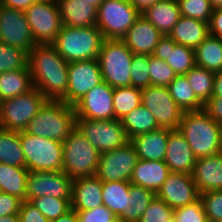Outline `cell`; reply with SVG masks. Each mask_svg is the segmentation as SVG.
Here are the masks:
<instances>
[{"label": "cell", "instance_id": "cell-56", "mask_svg": "<svg viewBox=\"0 0 222 222\" xmlns=\"http://www.w3.org/2000/svg\"><path fill=\"white\" fill-rule=\"evenodd\" d=\"M0 222H20V218L18 214L7 215L0 217Z\"/></svg>", "mask_w": 222, "mask_h": 222}, {"label": "cell", "instance_id": "cell-37", "mask_svg": "<svg viewBox=\"0 0 222 222\" xmlns=\"http://www.w3.org/2000/svg\"><path fill=\"white\" fill-rule=\"evenodd\" d=\"M142 104V89L129 87L113 88L114 119L121 120Z\"/></svg>", "mask_w": 222, "mask_h": 222}, {"label": "cell", "instance_id": "cell-7", "mask_svg": "<svg viewBox=\"0 0 222 222\" xmlns=\"http://www.w3.org/2000/svg\"><path fill=\"white\" fill-rule=\"evenodd\" d=\"M21 147L28 171H62V142L20 131Z\"/></svg>", "mask_w": 222, "mask_h": 222}, {"label": "cell", "instance_id": "cell-59", "mask_svg": "<svg viewBox=\"0 0 222 222\" xmlns=\"http://www.w3.org/2000/svg\"><path fill=\"white\" fill-rule=\"evenodd\" d=\"M220 124V131H221V137H222V122Z\"/></svg>", "mask_w": 222, "mask_h": 222}, {"label": "cell", "instance_id": "cell-46", "mask_svg": "<svg viewBox=\"0 0 222 222\" xmlns=\"http://www.w3.org/2000/svg\"><path fill=\"white\" fill-rule=\"evenodd\" d=\"M173 217L175 222H210L200 198L193 203L174 209Z\"/></svg>", "mask_w": 222, "mask_h": 222}, {"label": "cell", "instance_id": "cell-24", "mask_svg": "<svg viewBox=\"0 0 222 222\" xmlns=\"http://www.w3.org/2000/svg\"><path fill=\"white\" fill-rule=\"evenodd\" d=\"M62 25L67 27L96 26L98 8L84 0H56Z\"/></svg>", "mask_w": 222, "mask_h": 222}, {"label": "cell", "instance_id": "cell-19", "mask_svg": "<svg viewBox=\"0 0 222 222\" xmlns=\"http://www.w3.org/2000/svg\"><path fill=\"white\" fill-rule=\"evenodd\" d=\"M152 55L165 61L176 75H185L196 65L195 50L176 44L168 35L159 40Z\"/></svg>", "mask_w": 222, "mask_h": 222}, {"label": "cell", "instance_id": "cell-40", "mask_svg": "<svg viewBox=\"0 0 222 222\" xmlns=\"http://www.w3.org/2000/svg\"><path fill=\"white\" fill-rule=\"evenodd\" d=\"M27 63L26 51L0 42V73L23 69Z\"/></svg>", "mask_w": 222, "mask_h": 222}, {"label": "cell", "instance_id": "cell-48", "mask_svg": "<svg viewBox=\"0 0 222 222\" xmlns=\"http://www.w3.org/2000/svg\"><path fill=\"white\" fill-rule=\"evenodd\" d=\"M18 215L20 222H49L41 211L29 201H22Z\"/></svg>", "mask_w": 222, "mask_h": 222}, {"label": "cell", "instance_id": "cell-35", "mask_svg": "<svg viewBox=\"0 0 222 222\" xmlns=\"http://www.w3.org/2000/svg\"><path fill=\"white\" fill-rule=\"evenodd\" d=\"M127 209L119 217L121 222H138L156 193L141 186L130 184Z\"/></svg>", "mask_w": 222, "mask_h": 222}, {"label": "cell", "instance_id": "cell-27", "mask_svg": "<svg viewBox=\"0 0 222 222\" xmlns=\"http://www.w3.org/2000/svg\"><path fill=\"white\" fill-rule=\"evenodd\" d=\"M168 36L176 44H181L195 50L209 36L208 23L181 15Z\"/></svg>", "mask_w": 222, "mask_h": 222}, {"label": "cell", "instance_id": "cell-21", "mask_svg": "<svg viewBox=\"0 0 222 222\" xmlns=\"http://www.w3.org/2000/svg\"><path fill=\"white\" fill-rule=\"evenodd\" d=\"M163 34L140 15L122 38L134 54L152 55Z\"/></svg>", "mask_w": 222, "mask_h": 222}, {"label": "cell", "instance_id": "cell-6", "mask_svg": "<svg viewBox=\"0 0 222 222\" xmlns=\"http://www.w3.org/2000/svg\"><path fill=\"white\" fill-rule=\"evenodd\" d=\"M133 56L122 39H104L97 58L103 81L113 88L131 86Z\"/></svg>", "mask_w": 222, "mask_h": 222}, {"label": "cell", "instance_id": "cell-15", "mask_svg": "<svg viewBox=\"0 0 222 222\" xmlns=\"http://www.w3.org/2000/svg\"><path fill=\"white\" fill-rule=\"evenodd\" d=\"M73 180L63 171H29L26 181V201L51 196L72 198Z\"/></svg>", "mask_w": 222, "mask_h": 222}, {"label": "cell", "instance_id": "cell-20", "mask_svg": "<svg viewBox=\"0 0 222 222\" xmlns=\"http://www.w3.org/2000/svg\"><path fill=\"white\" fill-rule=\"evenodd\" d=\"M197 157L187 143L184 135L177 130H170L164 162L172 173L193 172Z\"/></svg>", "mask_w": 222, "mask_h": 222}, {"label": "cell", "instance_id": "cell-34", "mask_svg": "<svg viewBox=\"0 0 222 222\" xmlns=\"http://www.w3.org/2000/svg\"><path fill=\"white\" fill-rule=\"evenodd\" d=\"M130 181L102 182V201L118 218L127 209Z\"/></svg>", "mask_w": 222, "mask_h": 222}, {"label": "cell", "instance_id": "cell-55", "mask_svg": "<svg viewBox=\"0 0 222 222\" xmlns=\"http://www.w3.org/2000/svg\"><path fill=\"white\" fill-rule=\"evenodd\" d=\"M49 222H78L77 213L75 210L71 209L66 214L58 217L57 219L51 220Z\"/></svg>", "mask_w": 222, "mask_h": 222}, {"label": "cell", "instance_id": "cell-28", "mask_svg": "<svg viewBox=\"0 0 222 222\" xmlns=\"http://www.w3.org/2000/svg\"><path fill=\"white\" fill-rule=\"evenodd\" d=\"M150 21L163 36L169 35L179 20L180 7L177 0H160L141 14Z\"/></svg>", "mask_w": 222, "mask_h": 222}, {"label": "cell", "instance_id": "cell-30", "mask_svg": "<svg viewBox=\"0 0 222 222\" xmlns=\"http://www.w3.org/2000/svg\"><path fill=\"white\" fill-rule=\"evenodd\" d=\"M28 169L0 163V191L26 201Z\"/></svg>", "mask_w": 222, "mask_h": 222}, {"label": "cell", "instance_id": "cell-1", "mask_svg": "<svg viewBox=\"0 0 222 222\" xmlns=\"http://www.w3.org/2000/svg\"><path fill=\"white\" fill-rule=\"evenodd\" d=\"M33 86L48 100H61L68 89V62L52 44H35L28 53Z\"/></svg>", "mask_w": 222, "mask_h": 222}, {"label": "cell", "instance_id": "cell-47", "mask_svg": "<svg viewBox=\"0 0 222 222\" xmlns=\"http://www.w3.org/2000/svg\"><path fill=\"white\" fill-rule=\"evenodd\" d=\"M78 222H121L106 206L101 205L86 211H76Z\"/></svg>", "mask_w": 222, "mask_h": 222}, {"label": "cell", "instance_id": "cell-26", "mask_svg": "<svg viewBox=\"0 0 222 222\" xmlns=\"http://www.w3.org/2000/svg\"><path fill=\"white\" fill-rule=\"evenodd\" d=\"M170 173L164 161L139 159L134 167L130 183L157 193Z\"/></svg>", "mask_w": 222, "mask_h": 222}, {"label": "cell", "instance_id": "cell-25", "mask_svg": "<svg viewBox=\"0 0 222 222\" xmlns=\"http://www.w3.org/2000/svg\"><path fill=\"white\" fill-rule=\"evenodd\" d=\"M170 129L157 130L140 134L130 140L135 146L140 160L164 161Z\"/></svg>", "mask_w": 222, "mask_h": 222}, {"label": "cell", "instance_id": "cell-49", "mask_svg": "<svg viewBox=\"0 0 222 222\" xmlns=\"http://www.w3.org/2000/svg\"><path fill=\"white\" fill-rule=\"evenodd\" d=\"M22 200L16 196L0 193V217L18 214Z\"/></svg>", "mask_w": 222, "mask_h": 222}, {"label": "cell", "instance_id": "cell-11", "mask_svg": "<svg viewBox=\"0 0 222 222\" xmlns=\"http://www.w3.org/2000/svg\"><path fill=\"white\" fill-rule=\"evenodd\" d=\"M76 127L100 154L123 147L129 142L119 119L76 118Z\"/></svg>", "mask_w": 222, "mask_h": 222}, {"label": "cell", "instance_id": "cell-41", "mask_svg": "<svg viewBox=\"0 0 222 222\" xmlns=\"http://www.w3.org/2000/svg\"><path fill=\"white\" fill-rule=\"evenodd\" d=\"M150 85L167 87L177 76L163 60L149 55Z\"/></svg>", "mask_w": 222, "mask_h": 222}, {"label": "cell", "instance_id": "cell-4", "mask_svg": "<svg viewBox=\"0 0 222 222\" xmlns=\"http://www.w3.org/2000/svg\"><path fill=\"white\" fill-rule=\"evenodd\" d=\"M103 40L102 32L97 26L67 27L62 25L52 45L69 63L97 59Z\"/></svg>", "mask_w": 222, "mask_h": 222}, {"label": "cell", "instance_id": "cell-44", "mask_svg": "<svg viewBox=\"0 0 222 222\" xmlns=\"http://www.w3.org/2000/svg\"><path fill=\"white\" fill-rule=\"evenodd\" d=\"M174 210L163 200L155 197L138 222H172Z\"/></svg>", "mask_w": 222, "mask_h": 222}, {"label": "cell", "instance_id": "cell-10", "mask_svg": "<svg viewBox=\"0 0 222 222\" xmlns=\"http://www.w3.org/2000/svg\"><path fill=\"white\" fill-rule=\"evenodd\" d=\"M24 13L35 43L52 44L62 27L57 1L36 0Z\"/></svg>", "mask_w": 222, "mask_h": 222}, {"label": "cell", "instance_id": "cell-18", "mask_svg": "<svg viewBox=\"0 0 222 222\" xmlns=\"http://www.w3.org/2000/svg\"><path fill=\"white\" fill-rule=\"evenodd\" d=\"M156 197L174 210L198 200L200 192L191 174L171 172L156 193Z\"/></svg>", "mask_w": 222, "mask_h": 222}, {"label": "cell", "instance_id": "cell-42", "mask_svg": "<svg viewBox=\"0 0 222 222\" xmlns=\"http://www.w3.org/2000/svg\"><path fill=\"white\" fill-rule=\"evenodd\" d=\"M180 14L185 17L202 20L209 23L213 12L209 0H177Z\"/></svg>", "mask_w": 222, "mask_h": 222}, {"label": "cell", "instance_id": "cell-54", "mask_svg": "<svg viewBox=\"0 0 222 222\" xmlns=\"http://www.w3.org/2000/svg\"><path fill=\"white\" fill-rule=\"evenodd\" d=\"M212 97L222 98V71L215 73Z\"/></svg>", "mask_w": 222, "mask_h": 222}, {"label": "cell", "instance_id": "cell-38", "mask_svg": "<svg viewBox=\"0 0 222 222\" xmlns=\"http://www.w3.org/2000/svg\"><path fill=\"white\" fill-rule=\"evenodd\" d=\"M196 97L204 104L213 95L215 73L198 65H194L185 74Z\"/></svg>", "mask_w": 222, "mask_h": 222}, {"label": "cell", "instance_id": "cell-31", "mask_svg": "<svg viewBox=\"0 0 222 222\" xmlns=\"http://www.w3.org/2000/svg\"><path fill=\"white\" fill-rule=\"evenodd\" d=\"M121 122L129 141L137 135L160 128L154 115L142 104L124 116Z\"/></svg>", "mask_w": 222, "mask_h": 222}, {"label": "cell", "instance_id": "cell-12", "mask_svg": "<svg viewBox=\"0 0 222 222\" xmlns=\"http://www.w3.org/2000/svg\"><path fill=\"white\" fill-rule=\"evenodd\" d=\"M102 81V73L97 59L69 62L68 89L60 101L74 106Z\"/></svg>", "mask_w": 222, "mask_h": 222}, {"label": "cell", "instance_id": "cell-14", "mask_svg": "<svg viewBox=\"0 0 222 222\" xmlns=\"http://www.w3.org/2000/svg\"><path fill=\"white\" fill-rule=\"evenodd\" d=\"M142 105L154 115L160 128L177 130L180 127L183 111L167 87L149 85L142 89Z\"/></svg>", "mask_w": 222, "mask_h": 222}, {"label": "cell", "instance_id": "cell-53", "mask_svg": "<svg viewBox=\"0 0 222 222\" xmlns=\"http://www.w3.org/2000/svg\"><path fill=\"white\" fill-rule=\"evenodd\" d=\"M135 9L140 13H144L149 7L160 0H129Z\"/></svg>", "mask_w": 222, "mask_h": 222}, {"label": "cell", "instance_id": "cell-13", "mask_svg": "<svg viewBox=\"0 0 222 222\" xmlns=\"http://www.w3.org/2000/svg\"><path fill=\"white\" fill-rule=\"evenodd\" d=\"M139 158L129 141L123 147L100 154L96 176L102 182L130 181Z\"/></svg>", "mask_w": 222, "mask_h": 222}, {"label": "cell", "instance_id": "cell-9", "mask_svg": "<svg viewBox=\"0 0 222 222\" xmlns=\"http://www.w3.org/2000/svg\"><path fill=\"white\" fill-rule=\"evenodd\" d=\"M140 15L129 0H103L96 26L104 39H122Z\"/></svg>", "mask_w": 222, "mask_h": 222}, {"label": "cell", "instance_id": "cell-2", "mask_svg": "<svg viewBox=\"0 0 222 222\" xmlns=\"http://www.w3.org/2000/svg\"><path fill=\"white\" fill-rule=\"evenodd\" d=\"M178 130L198 158L222 152L220 124L203 109L183 112Z\"/></svg>", "mask_w": 222, "mask_h": 222}, {"label": "cell", "instance_id": "cell-51", "mask_svg": "<svg viewBox=\"0 0 222 222\" xmlns=\"http://www.w3.org/2000/svg\"><path fill=\"white\" fill-rule=\"evenodd\" d=\"M208 28L209 35L222 39V8L213 9Z\"/></svg>", "mask_w": 222, "mask_h": 222}, {"label": "cell", "instance_id": "cell-39", "mask_svg": "<svg viewBox=\"0 0 222 222\" xmlns=\"http://www.w3.org/2000/svg\"><path fill=\"white\" fill-rule=\"evenodd\" d=\"M72 198H56L43 196L33 198L32 203L49 221L57 219L71 210Z\"/></svg>", "mask_w": 222, "mask_h": 222}, {"label": "cell", "instance_id": "cell-50", "mask_svg": "<svg viewBox=\"0 0 222 222\" xmlns=\"http://www.w3.org/2000/svg\"><path fill=\"white\" fill-rule=\"evenodd\" d=\"M203 110L217 123L222 122V98L211 97L203 104Z\"/></svg>", "mask_w": 222, "mask_h": 222}, {"label": "cell", "instance_id": "cell-32", "mask_svg": "<svg viewBox=\"0 0 222 222\" xmlns=\"http://www.w3.org/2000/svg\"><path fill=\"white\" fill-rule=\"evenodd\" d=\"M195 63L214 73L222 71V39L206 37L195 49Z\"/></svg>", "mask_w": 222, "mask_h": 222}, {"label": "cell", "instance_id": "cell-3", "mask_svg": "<svg viewBox=\"0 0 222 222\" xmlns=\"http://www.w3.org/2000/svg\"><path fill=\"white\" fill-rule=\"evenodd\" d=\"M75 127L76 114L73 106L60 100H47L25 131L31 135L63 142Z\"/></svg>", "mask_w": 222, "mask_h": 222}, {"label": "cell", "instance_id": "cell-22", "mask_svg": "<svg viewBox=\"0 0 222 222\" xmlns=\"http://www.w3.org/2000/svg\"><path fill=\"white\" fill-rule=\"evenodd\" d=\"M191 175L200 193L222 190V152L198 158Z\"/></svg>", "mask_w": 222, "mask_h": 222}, {"label": "cell", "instance_id": "cell-43", "mask_svg": "<svg viewBox=\"0 0 222 222\" xmlns=\"http://www.w3.org/2000/svg\"><path fill=\"white\" fill-rule=\"evenodd\" d=\"M149 55L134 54L131 65V86L144 89L150 85Z\"/></svg>", "mask_w": 222, "mask_h": 222}, {"label": "cell", "instance_id": "cell-52", "mask_svg": "<svg viewBox=\"0 0 222 222\" xmlns=\"http://www.w3.org/2000/svg\"><path fill=\"white\" fill-rule=\"evenodd\" d=\"M36 0H0L2 6L25 11L29 8Z\"/></svg>", "mask_w": 222, "mask_h": 222}, {"label": "cell", "instance_id": "cell-23", "mask_svg": "<svg viewBox=\"0 0 222 222\" xmlns=\"http://www.w3.org/2000/svg\"><path fill=\"white\" fill-rule=\"evenodd\" d=\"M101 205L102 181L96 175L73 180L71 209L86 211Z\"/></svg>", "mask_w": 222, "mask_h": 222}, {"label": "cell", "instance_id": "cell-16", "mask_svg": "<svg viewBox=\"0 0 222 222\" xmlns=\"http://www.w3.org/2000/svg\"><path fill=\"white\" fill-rule=\"evenodd\" d=\"M0 42L29 53L36 44L24 11L0 4Z\"/></svg>", "mask_w": 222, "mask_h": 222}, {"label": "cell", "instance_id": "cell-17", "mask_svg": "<svg viewBox=\"0 0 222 222\" xmlns=\"http://www.w3.org/2000/svg\"><path fill=\"white\" fill-rule=\"evenodd\" d=\"M73 107L76 118L91 120L114 119L113 87L107 82L102 81Z\"/></svg>", "mask_w": 222, "mask_h": 222}, {"label": "cell", "instance_id": "cell-36", "mask_svg": "<svg viewBox=\"0 0 222 222\" xmlns=\"http://www.w3.org/2000/svg\"><path fill=\"white\" fill-rule=\"evenodd\" d=\"M167 88L183 112L203 109V103L196 97L185 75H177Z\"/></svg>", "mask_w": 222, "mask_h": 222}, {"label": "cell", "instance_id": "cell-5", "mask_svg": "<svg viewBox=\"0 0 222 222\" xmlns=\"http://www.w3.org/2000/svg\"><path fill=\"white\" fill-rule=\"evenodd\" d=\"M63 144L62 171L72 180L96 174L100 153L75 127Z\"/></svg>", "mask_w": 222, "mask_h": 222}, {"label": "cell", "instance_id": "cell-58", "mask_svg": "<svg viewBox=\"0 0 222 222\" xmlns=\"http://www.w3.org/2000/svg\"><path fill=\"white\" fill-rule=\"evenodd\" d=\"M86 1L87 3L89 4H92L94 6H96L98 8V6L100 5V3L103 1V0H84Z\"/></svg>", "mask_w": 222, "mask_h": 222}, {"label": "cell", "instance_id": "cell-8", "mask_svg": "<svg viewBox=\"0 0 222 222\" xmlns=\"http://www.w3.org/2000/svg\"><path fill=\"white\" fill-rule=\"evenodd\" d=\"M48 99L37 89L1 100L0 128L23 131Z\"/></svg>", "mask_w": 222, "mask_h": 222}, {"label": "cell", "instance_id": "cell-57", "mask_svg": "<svg viewBox=\"0 0 222 222\" xmlns=\"http://www.w3.org/2000/svg\"><path fill=\"white\" fill-rule=\"evenodd\" d=\"M209 1L213 9L222 8V0H209Z\"/></svg>", "mask_w": 222, "mask_h": 222}, {"label": "cell", "instance_id": "cell-29", "mask_svg": "<svg viewBox=\"0 0 222 222\" xmlns=\"http://www.w3.org/2000/svg\"><path fill=\"white\" fill-rule=\"evenodd\" d=\"M33 88L28 65L23 69L0 73V100L28 93Z\"/></svg>", "mask_w": 222, "mask_h": 222}, {"label": "cell", "instance_id": "cell-33", "mask_svg": "<svg viewBox=\"0 0 222 222\" xmlns=\"http://www.w3.org/2000/svg\"><path fill=\"white\" fill-rule=\"evenodd\" d=\"M0 163L26 168L20 131L0 128Z\"/></svg>", "mask_w": 222, "mask_h": 222}, {"label": "cell", "instance_id": "cell-45", "mask_svg": "<svg viewBox=\"0 0 222 222\" xmlns=\"http://www.w3.org/2000/svg\"><path fill=\"white\" fill-rule=\"evenodd\" d=\"M200 200L210 222L222 220V190L202 192Z\"/></svg>", "mask_w": 222, "mask_h": 222}]
</instances>
